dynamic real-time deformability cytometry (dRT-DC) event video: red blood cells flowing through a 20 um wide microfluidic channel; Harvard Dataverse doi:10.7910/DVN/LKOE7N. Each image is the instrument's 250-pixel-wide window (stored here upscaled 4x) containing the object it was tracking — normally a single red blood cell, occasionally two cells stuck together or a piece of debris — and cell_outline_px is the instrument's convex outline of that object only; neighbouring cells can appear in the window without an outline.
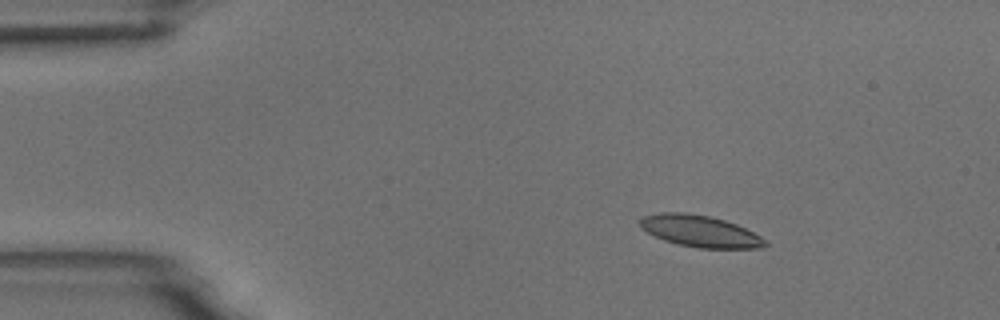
{"species": "common noctule bat (a hibernating species)", "species_latin": "Nyctalus noctula", "temperature_condition": "room temperature", "stored_images_in_passage": 5, "camera_frame_rate_fps": 3000, "um_per_image_px": 0.085, "animal": {"sex": "male", "body_mass_g": 18.8}, "frame": {"image": 1, "passage_image": 3, "time_ms": 2.333, "image_size_px": [1000, 320], "cell_outline_px": [[768, 244], [764, 248], [700, 248], [680, 244], [664, 240], [640, 228], [636, 220], [644, 216], [660, 212], [684, 212], [708, 216], [724, 220], [736, 224], [760, 236]], "centroid_in_image_um": [59.46, 19.64], "position_along_channel_um": 25.5, "area_um2": 22.95}}